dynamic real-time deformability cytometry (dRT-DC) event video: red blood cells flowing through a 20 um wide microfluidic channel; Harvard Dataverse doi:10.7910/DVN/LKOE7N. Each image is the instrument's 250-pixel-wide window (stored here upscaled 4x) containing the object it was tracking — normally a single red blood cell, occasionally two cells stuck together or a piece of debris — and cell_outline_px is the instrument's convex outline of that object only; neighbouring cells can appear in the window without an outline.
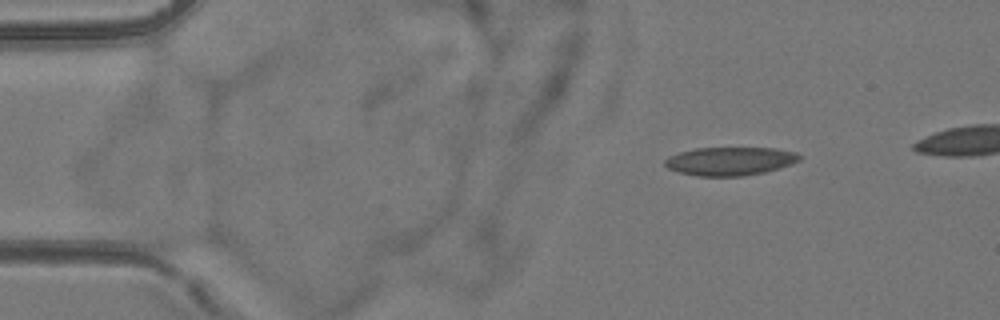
{"species": "common noctule bat (a hibernating species)", "species_latin": "Nyctalus noctula", "temperature_condition": "room temperature", "stored_images_in_passage": 5, "camera_frame_rate_fps": 3000, "um_per_image_px": 0.085, "animal": {"sex": "female", "body_mass_g": 24.6, "forearm_length_mm": 56.2}, "frame": {"image": 1, "passage_image": 2, "time_ms": 2.0, "image_size_px": [1000, 320], "cell_outline_px": [[800, 160], [764, 172], [744, 176], [696, 176], [680, 172], [668, 168], [664, 164], [664, 160], [668, 156], [680, 152], [696, 148], [776, 148], [796, 152], [800, 156]], "centroid_in_image_um": [62.01, 13.69], "position_along_channel_um": 23.0, "area_um2": 22.08}}